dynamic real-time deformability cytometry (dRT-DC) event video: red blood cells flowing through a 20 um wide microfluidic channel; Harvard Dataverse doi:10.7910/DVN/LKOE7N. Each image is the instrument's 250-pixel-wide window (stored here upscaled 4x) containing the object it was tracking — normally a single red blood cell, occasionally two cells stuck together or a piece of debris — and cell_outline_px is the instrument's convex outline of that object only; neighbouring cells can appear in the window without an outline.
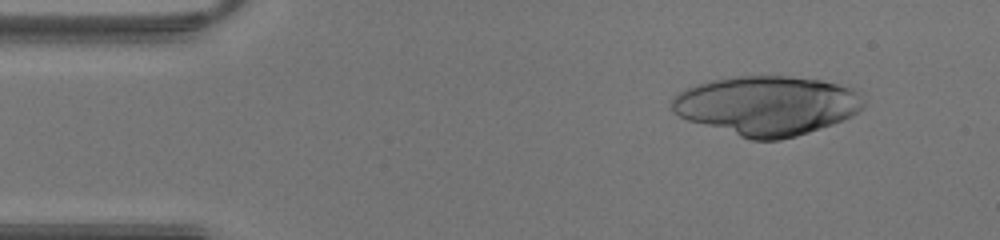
{"species": "human", "species_latin": "Homo sapiens", "temperature_condition": "warm", "stored_images_in_passage": 27, "camera_frame_rate_fps": 3000, "um_per_image_px": 0.085, "donor": {"sex": "male"}, "frame": {"image": 1, "passage_image": 4, "time_ms": 1.0, "image_size_px": [1000, 240], "cell_outline_px": [[864, 104], [852, 116], [832, 124], [796, 136], [780, 140], [752, 140], [688, 120], [672, 112], [668, 104], [672, 96], [696, 84], [712, 80], [732, 76], [788, 76], [820, 80], [840, 84], [852, 88], [860, 92]], "centroid_in_image_um": [65.16, 8.96], "position_along_channel_um": 19.8, "area_um2": 66.24}}